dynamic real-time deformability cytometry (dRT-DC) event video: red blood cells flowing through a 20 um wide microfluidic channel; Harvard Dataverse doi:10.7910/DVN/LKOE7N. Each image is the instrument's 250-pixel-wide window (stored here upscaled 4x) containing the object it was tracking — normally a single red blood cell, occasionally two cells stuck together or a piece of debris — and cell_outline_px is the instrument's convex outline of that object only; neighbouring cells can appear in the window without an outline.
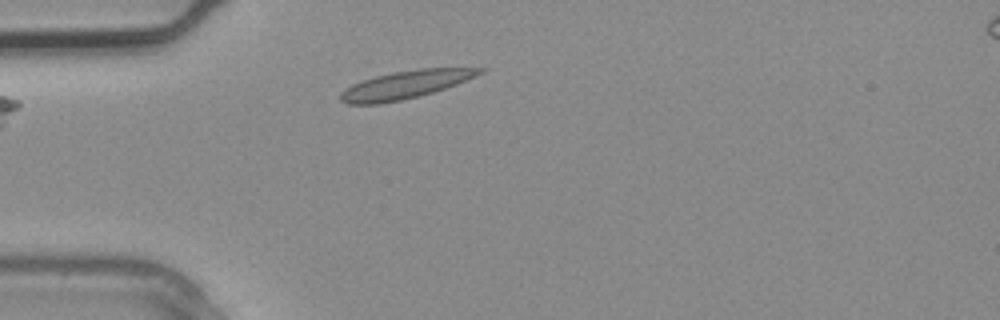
{"species": "common noctule bat (a hibernating species)", "species_latin": "Nyctalus noctula", "temperature_condition": "warm", "stored_images_in_passage": 3, "camera_frame_rate_fps": 3000, "um_per_image_px": 0.085, "animal": {"sex": "male", "body_mass_g": 20.4}, "frame": {"image": 1, "passage_image": 2, "time_ms": 0.333, "image_size_px": [1000, 320], "cell_outline_px": [[488, 68], [484, 72], [476, 76], [456, 84], [432, 92], [400, 100], [380, 104], [348, 104], [340, 100], [340, 92], [352, 84], [376, 76], [396, 72], [420, 68]], "centroid_in_image_um": [34.45, 7.2], "position_along_channel_um": 50.6, "area_um2": 22.25}}